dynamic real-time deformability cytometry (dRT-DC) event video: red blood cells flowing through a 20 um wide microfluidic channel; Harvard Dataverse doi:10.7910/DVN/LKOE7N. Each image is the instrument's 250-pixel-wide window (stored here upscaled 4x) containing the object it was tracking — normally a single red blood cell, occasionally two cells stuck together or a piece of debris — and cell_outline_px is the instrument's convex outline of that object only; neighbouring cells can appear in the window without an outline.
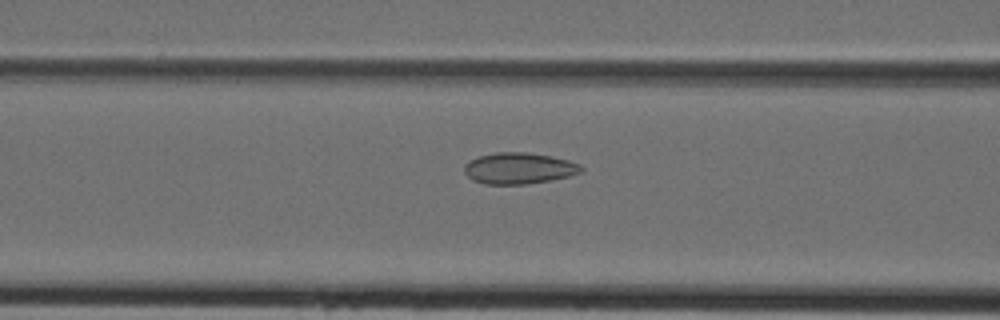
{"species": "Egyptian fruit bat (a non-hibernating species)", "species_latin": "Rousettus aegyptiacus", "temperature_condition": "cold", "stored_images_in_passage": 34, "camera_frame_rate_fps": 3000, "um_per_image_px": 0.085, "animal": {"sex": "female"}, "frame": {"image": 1, "passage_image": 13, "time_ms": 4.0, "image_size_px": [1000, 320], "cell_outline_px": [[584, 168], [580, 172], [568, 176], [552, 180], [528, 184], [484, 184], [472, 180], [464, 172], [464, 164], [480, 156], [496, 152], [524, 152], [552, 156], [568, 160], [580, 164]], "centroid_in_image_um": [44.11, 14.31], "position_along_channel_um": 122.5, "area_um2": 21.27}}
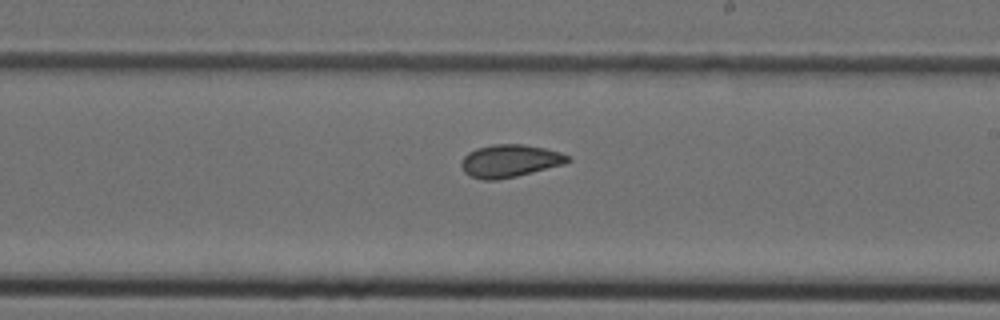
{"frame": {"image": 2, "passage_image": 21, "time_ms": 6.667, "image_size_px": [1000, 320], "cell_outline_px": [[572, 160], [564, 164], [516, 176], [496, 180], [484, 180], [468, 176], [464, 172], [460, 164], [464, 156], [468, 152], [476, 148], [496, 144], [524, 144], [544, 148], [560, 152], [568, 156]], "centroid_in_image_um": [43.31, 13.68], "position_along_channel_um": 245.7, "area_um2": 20.23}}
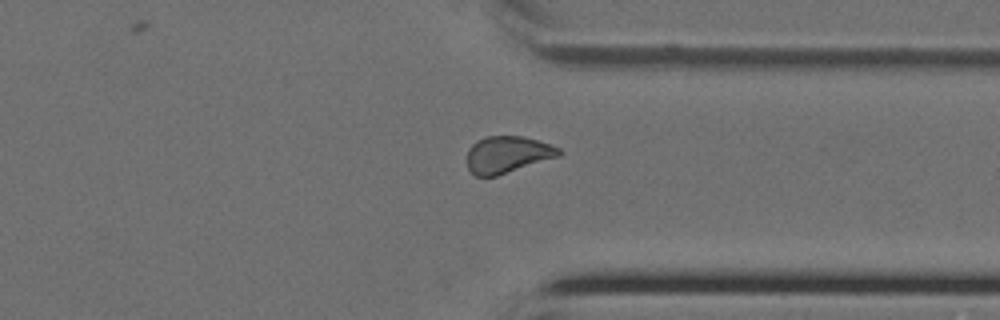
{"frame": {"image": 3, "passage_image": 29, "time_ms": 9.333, "image_size_px": [1000, 320], "cell_outline_px": [[564, 152], [560, 156], [496, 176], [476, 176], [468, 168], [468, 148], [476, 140], [484, 136], [524, 136], [560, 148]], "centroid_in_image_um": [43.14, 13.12], "position_along_channel_um": 368.3, "area_um2": 19.71}}